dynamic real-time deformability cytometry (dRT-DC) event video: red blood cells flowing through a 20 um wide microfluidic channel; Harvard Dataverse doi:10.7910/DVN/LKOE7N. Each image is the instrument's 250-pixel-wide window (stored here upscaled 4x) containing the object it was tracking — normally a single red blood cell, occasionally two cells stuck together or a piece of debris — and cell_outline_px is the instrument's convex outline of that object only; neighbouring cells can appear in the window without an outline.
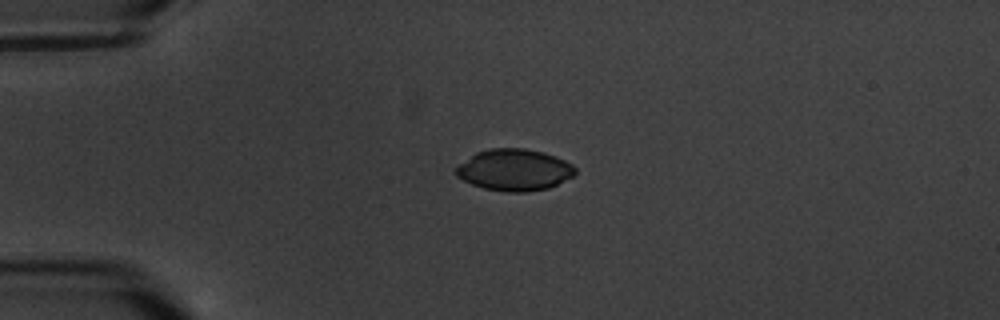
{"species": "common noctule bat (a hibernating species)", "species_latin": "Nyctalus noctula", "temperature_condition": "warm", "stored_images_in_passage": 4, "camera_frame_rate_fps": 3000, "um_per_image_px": 0.085, "animal": {"sex": "male", "body_mass_g": 20.1, "forearm_length_mm": 53.5}, "frame": {"image": 1, "passage_image": 3, "time_ms": 3.333, "image_size_px": [1000, 320], "cell_outline_px": [[576, 172], [572, 176], [548, 188], [528, 192], [504, 192], [484, 188], [472, 184], [456, 176], [456, 168], [460, 164], [476, 152], [488, 148], [524, 148], [544, 152], [556, 156], [572, 164], [576, 168]], "centroid_in_image_um": [43.73, 14.43], "position_along_channel_um": 41.3, "area_um2": 28.84}}